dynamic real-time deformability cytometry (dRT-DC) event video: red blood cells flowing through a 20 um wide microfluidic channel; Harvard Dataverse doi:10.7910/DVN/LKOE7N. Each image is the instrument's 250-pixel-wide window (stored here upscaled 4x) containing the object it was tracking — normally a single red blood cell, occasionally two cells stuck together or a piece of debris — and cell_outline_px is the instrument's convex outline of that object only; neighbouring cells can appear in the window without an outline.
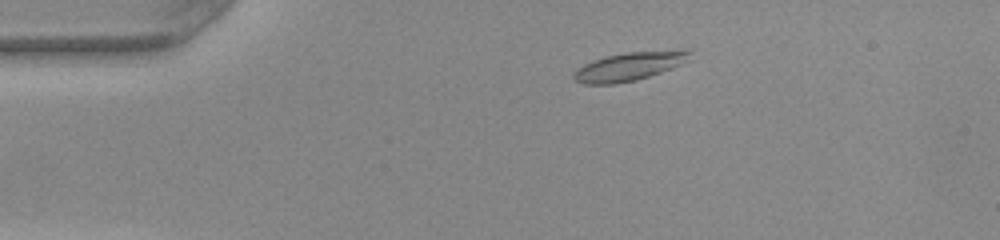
{"species": "common noctule bat (a hibernating species)", "species_latin": "Nyctalus noctula", "temperature_condition": "warm", "stored_images_in_passage": 47, "camera_frame_rate_fps": 3000, "um_per_image_px": 0.085, "animal": {"sex": "female", "body_mass_g": 22.0, "forearm_length_mm": 56.7}, "frame": {"image": 1, "passage_image": 6, "time_ms": 1.667, "image_size_px": [1000, 240], "cell_outline_px": [[692, 60], [672, 68], [636, 80], [616, 84], [580, 84], [572, 80], [572, 72], [576, 68], [584, 64], [604, 56], [628, 52], [688, 48], [692, 52]], "centroid_in_image_um": [53.52, 5.62], "position_along_channel_um": 31.5, "area_um2": 19.94}}
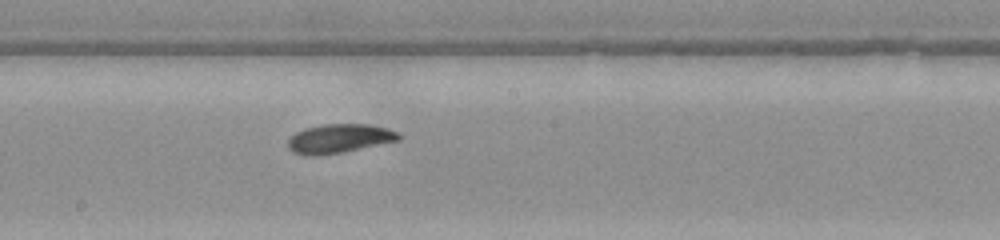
{"frame": {"image": 2, "passage_image": 24, "time_ms": 7.667, "image_size_px": [1000, 240], "cell_outline_px": [[400, 140], [344, 152], [316, 156], [304, 156], [292, 152], [288, 148], [288, 140], [296, 132], [304, 128], [320, 124], [368, 124], [388, 128], [396, 132], [400, 136]], "centroid_in_image_um": [28.8, 11.78], "position_along_channel_um": 219.4, "area_um2": 18.9}}
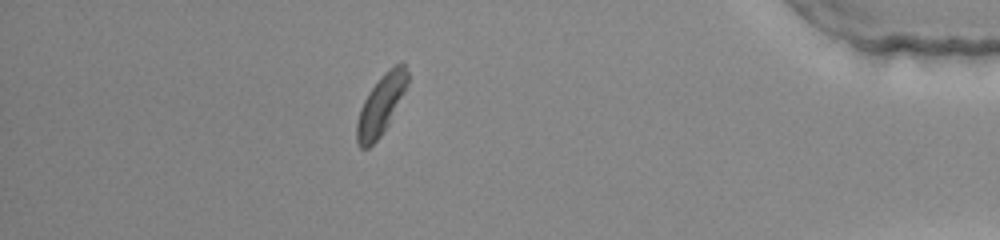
{"frame": {"image": 3, "passage_image": 41, "time_ms": 13.333, "image_size_px": [1000, 240], "cell_outline_px": [[408, 84], [388, 124], [380, 136], [368, 148], [360, 148], [356, 140], [356, 124], [360, 108], [364, 100], [372, 88], [384, 72], [388, 68], [400, 60], [404, 64], [408, 72]], "centroid_in_image_um": [32.38, 8.89], "position_along_channel_um": 402.8, "area_um2": 17.51}, "authors_computed_cell_mechanics": {"area_um2": 18.3804, "velocity_mm_per_s": 4.0118, "shape_relaxation_time_tau1_ms": 2.3369, "shape_relaxation_time_tau2_ms": 4.4654, "deformation_change_tau1": 0.1165, "deformation_change_tau2": 0.0654}}